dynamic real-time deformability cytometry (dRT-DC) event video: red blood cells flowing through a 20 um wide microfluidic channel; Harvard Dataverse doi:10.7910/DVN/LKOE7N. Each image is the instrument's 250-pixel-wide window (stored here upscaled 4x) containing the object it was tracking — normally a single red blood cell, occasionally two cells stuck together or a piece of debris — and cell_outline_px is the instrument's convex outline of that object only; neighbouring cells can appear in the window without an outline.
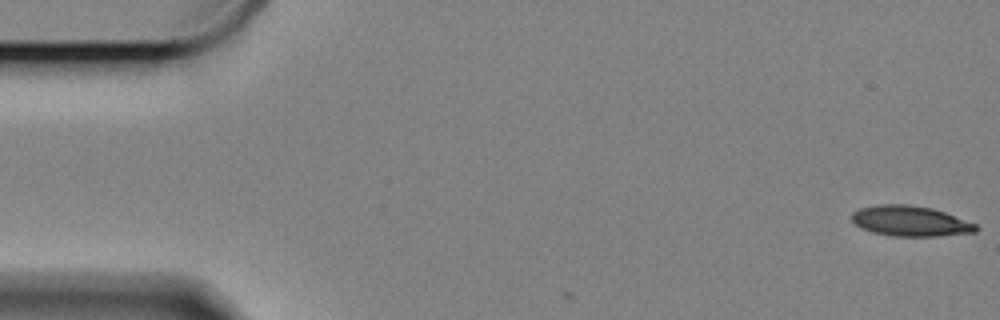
{"species": "Egyptian fruit bat (a non-hibernating species)", "species_latin": "Rousettus aegyptiacus", "temperature_condition": "cold", "stored_images_in_passage": 4, "camera_frame_rate_fps": 3000, "um_per_image_px": 0.085, "animal": {"sex": "female"}, "frame": {"image": 1, "passage_image": 1, "time_ms": 0.0, "image_size_px": [1000, 320], "cell_outline_px": [[980, 228], [976, 232], [936, 236], [892, 236], [872, 232], [860, 228], [852, 220], [852, 212], [860, 208], [876, 204], [908, 204], [932, 208], [944, 212], [976, 224]], "centroid_in_image_um": [77.36, 18.79], "position_along_channel_um": 7.6, "area_um2": 22.02}}